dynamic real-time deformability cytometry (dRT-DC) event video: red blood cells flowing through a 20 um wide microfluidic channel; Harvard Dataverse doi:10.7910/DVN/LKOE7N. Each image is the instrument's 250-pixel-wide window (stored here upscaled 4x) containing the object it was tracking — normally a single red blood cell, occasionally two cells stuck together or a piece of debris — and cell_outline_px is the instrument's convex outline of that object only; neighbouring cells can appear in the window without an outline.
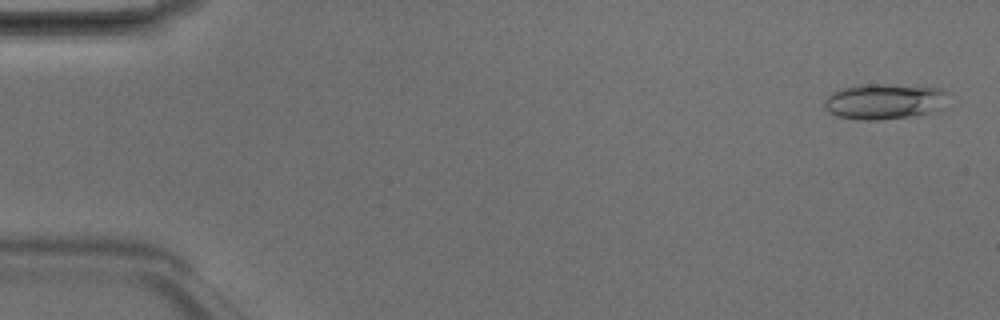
{"species": "Egyptian fruit bat (a non-hibernating species)", "species_latin": "Rousettus aegyptiacus", "temperature_condition": "room temperature", "stored_images_in_passage": 5, "camera_frame_rate_fps": 3000, "um_per_image_px": 0.085, "animal": {"sex": "male"}, "frame": {"image": 1, "passage_image": 1, "time_ms": 0.0, "image_size_px": [1000, 320], "cell_outline_px": [[948, 92], [940, 108], [936, 112], [908, 116], [876, 120], [860, 120], [836, 116], [828, 112], [824, 108], [824, 100], [832, 92], [844, 88], [860, 84], [892, 84], [940, 88]], "centroid_in_image_um": [75.13, 8.62], "position_along_channel_um": 9.9, "area_um2": 25.66}}
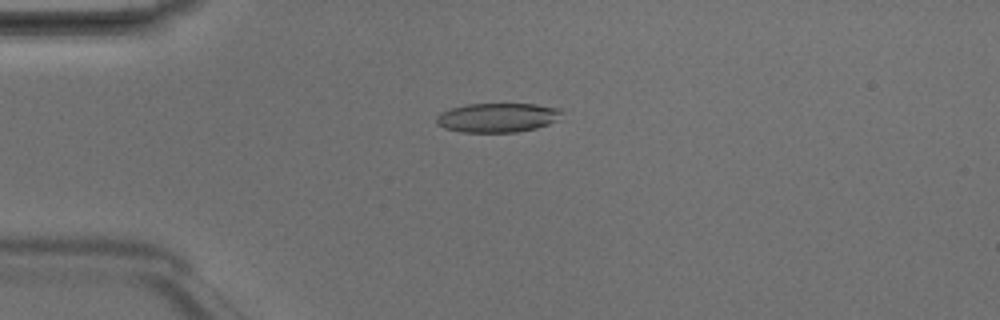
{"frame": {"image": 2, "passage_image": 4, "time_ms": 1.0, "image_size_px": [1000, 320], "cell_outline_px": [[564, 112], [556, 120], [548, 124], [536, 128], [516, 132], [460, 132], [444, 128], [436, 124], [436, 116], [440, 112], [452, 108], [468, 104], [536, 104], [560, 108]], "centroid_in_image_um": [42.28, 9.99], "position_along_channel_um": 42.7, "area_um2": 21.44}}